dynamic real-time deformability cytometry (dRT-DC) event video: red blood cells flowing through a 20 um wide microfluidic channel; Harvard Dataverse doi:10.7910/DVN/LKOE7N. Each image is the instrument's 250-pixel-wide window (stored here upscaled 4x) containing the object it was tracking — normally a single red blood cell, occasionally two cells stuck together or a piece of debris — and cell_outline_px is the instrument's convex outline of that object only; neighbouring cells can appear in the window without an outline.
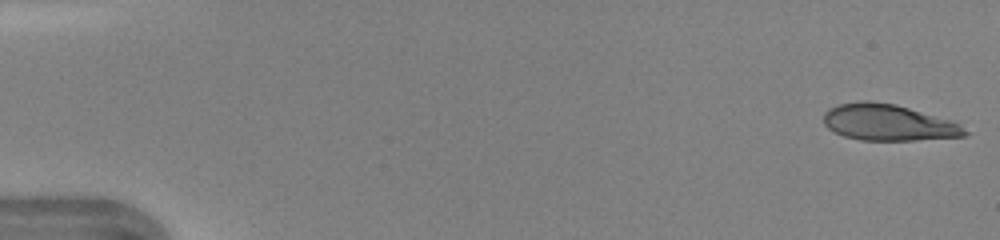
{"species": "human", "species_latin": "Homo sapiens", "temperature_condition": "warm", "stored_images_in_passage": 46, "camera_frame_rate_fps": 3000, "um_per_image_px": 0.085, "donor": {"sex": "female"}, "frame": {"image": 1, "passage_image": 1, "time_ms": 0.0, "image_size_px": [1000, 240], "cell_outline_px": [[972, 132], [968, 136], [916, 140], [860, 140], [844, 136], [828, 128], [824, 124], [824, 112], [828, 108], [840, 104], [860, 100], [868, 100], [896, 104], [952, 120], [960, 124]], "centroid_in_image_um": [75.56, 10.41], "position_along_channel_um": 9.4, "area_um2": 30.23}}
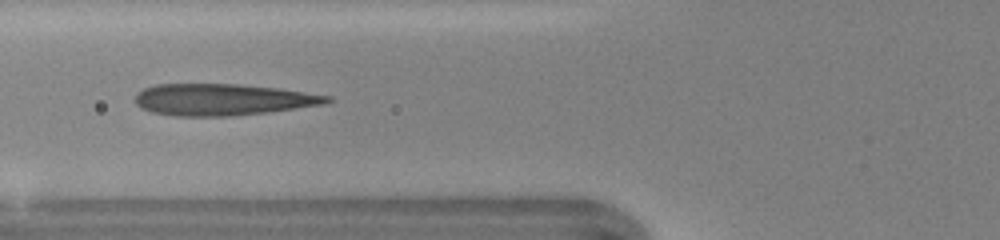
{"frame": {"image": 2, "passage_image": 18, "time_ms": 5.667, "image_size_px": [1000, 240], "cell_outline_px": [[332, 100], [324, 104], [268, 112], [228, 116], [176, 116], [152, 112], [140, 108], [136, 104], [136, 92], [144, 88], [156, 84], [236, 84], [276, 88], [332, 96]], "centroid_in_image_um": [18.89, 8.46], "position_along_channel_um": 106.9, "area_um2": 35.2}}
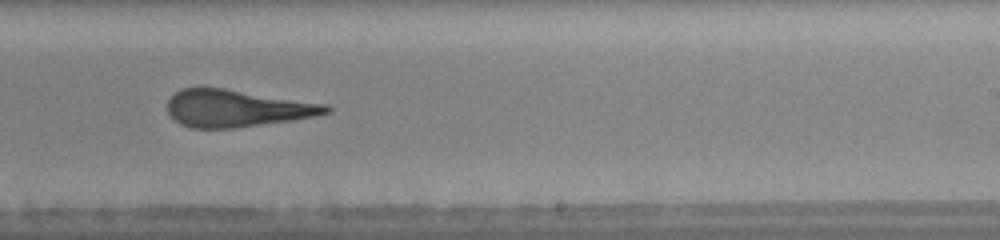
{"frame": {"image": 3, "passage_image": 29, "time_ms": 9.333, "image_size_px": [1000, 240], "cell_outline_px": [[332, 112], [292, 120], [236, 128], [192, 128], [180, 124], [168, 112], [168, 100], [180, 88], [224, 88], [328, 104], [332, 108]], "centroid_in_image_um": [20.15, 9.21], "position_along_channel_um": 268.9, "area_um2": 34.22}, "authors_computed_cell_mechanics": {"area_um2": 34.3043, "velocity_mm_per_s": 4.4223, "shape_relaxation_time_tau1_ms": 4.1096, "shape_relaxation_time_tau2_ms": 1.4921, "deformation_change_tau1": 0.2052, "deformation_change_tau2": 0.1278}}